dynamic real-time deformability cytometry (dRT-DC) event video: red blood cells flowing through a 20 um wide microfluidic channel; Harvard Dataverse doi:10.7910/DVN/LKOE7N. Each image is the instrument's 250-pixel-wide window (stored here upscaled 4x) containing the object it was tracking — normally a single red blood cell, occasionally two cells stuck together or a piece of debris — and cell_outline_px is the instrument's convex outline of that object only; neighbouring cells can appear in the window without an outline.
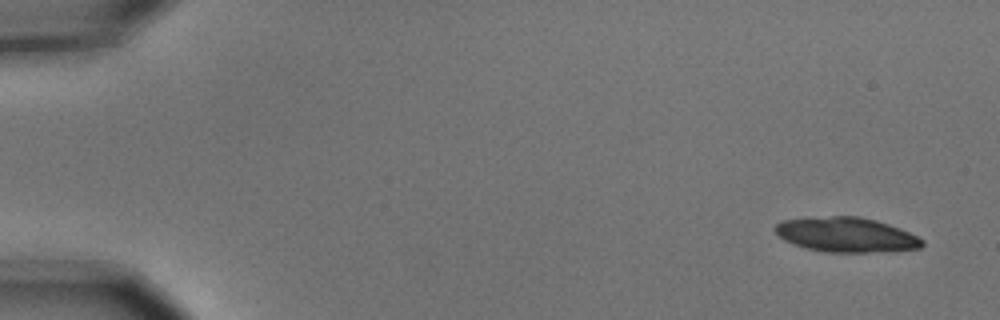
{"species": "common noctule bat (a hibernating species)", "species_latin": "Nyctalus noctula", "temperature_condition": "cold", "stored_images_in_passage": 6, "camera_frame_rate_fps": 3000, "um_per_image_px": 0.085, "animal": {"sex": "male", "body_mass_g": 15.6}, "frame": {"image": 1, "passage_image": 1, "time_ms": 0.0, "image_size_px": [1000, 320], "cell_outline_px": [[924, 244], [920, 248], [892, 252], [824, 252], [804, 248], [792, 244], [784, 240], [772, 228], [780, 220], [832, 216], [860, 216], [876, 220], [900, 228], [924, 240]], "centroid_in_image_um": [71.93, 19.96], "position_along_channel_um": 13.1, "area_um2": 30.06}}